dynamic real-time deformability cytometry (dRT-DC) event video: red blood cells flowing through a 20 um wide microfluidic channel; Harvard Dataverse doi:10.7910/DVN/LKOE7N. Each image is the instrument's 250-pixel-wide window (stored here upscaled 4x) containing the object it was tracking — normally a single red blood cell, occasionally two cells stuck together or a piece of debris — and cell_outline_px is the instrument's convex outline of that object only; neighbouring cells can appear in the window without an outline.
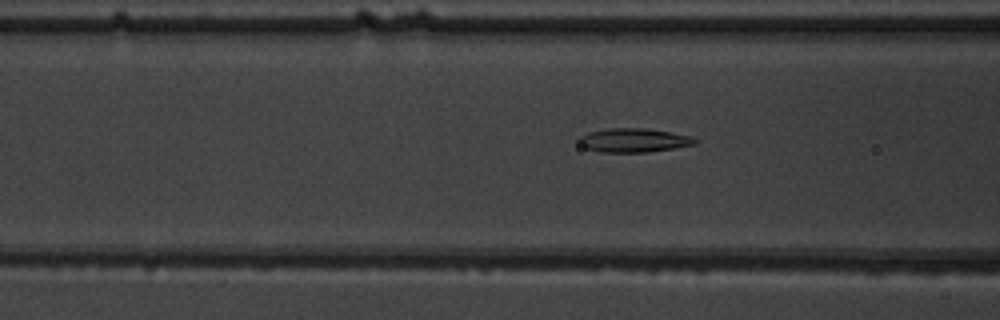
{"species": "common noctule bat (a hibernating species)", "species_latin": "Nyctalus noctula", "temperature_condition": "warm", "stored_images_in_passage": 6, "camera_frame_rate_fps": 3000, "um_per_image_px": 0.085, "animal": {"sex": "male", "body_mass_g": 19.5, "forearm_length_mm": 54.6}, "frame": {"image": 1, "passage_image": 6, "time_ms": 6.333, "image_size_px": [1000, 320], "cell_outline_px": [[696, 144], [648, 152], [600, 152], [588, 148], [580, 144], [576, 140], [580, 136], [588, 132], [612, 128], [644, 128], [672, 132], [692, 136], [696, 140]], "centroid_in_image_um": [53.86, 11.92], "position_along_channel_um": 112.7, "area_um2": 16.07}}